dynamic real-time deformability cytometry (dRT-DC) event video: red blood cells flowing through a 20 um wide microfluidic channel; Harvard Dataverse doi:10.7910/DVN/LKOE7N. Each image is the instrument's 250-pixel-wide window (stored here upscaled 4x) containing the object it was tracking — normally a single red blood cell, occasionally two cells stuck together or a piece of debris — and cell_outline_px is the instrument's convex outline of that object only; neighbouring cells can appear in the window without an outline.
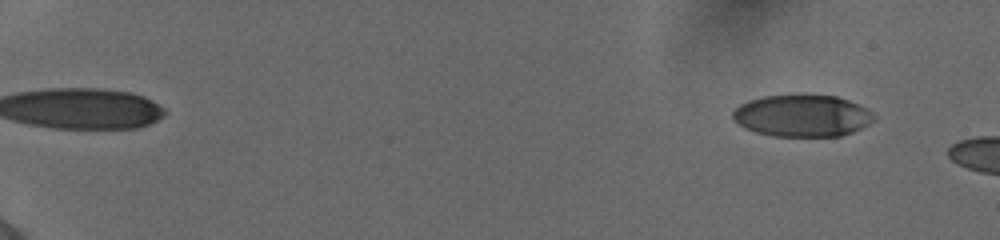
{"species": "human", "species_latin": "Homo sapiens", "temperature_condition": "cold", "stored_images_in_passage": 15, "camera_frame_rate_fps": 3000, "um_per_image_px": 0.085, "donor": {"sex": "female"}, "frame": {"image": 1, "passage_image": 4, "time_ms": 1.0, "image_size_px": [1000, 240], "cell_outline_px": [[876, 120], [852, 132], [840, 136], [772, 136], [756, 132], [744, 128], [732, 120], [732, 112], [740, 104], [748, 100], [764, 96], [800, 92], [804, 92], [836, 96], [848, 100], [868, 108], [876, 116]], "centroid_in_image_um": [68.18, 9.8], "position_along_channel_um": 16.8, "area_um2": 35.49}}